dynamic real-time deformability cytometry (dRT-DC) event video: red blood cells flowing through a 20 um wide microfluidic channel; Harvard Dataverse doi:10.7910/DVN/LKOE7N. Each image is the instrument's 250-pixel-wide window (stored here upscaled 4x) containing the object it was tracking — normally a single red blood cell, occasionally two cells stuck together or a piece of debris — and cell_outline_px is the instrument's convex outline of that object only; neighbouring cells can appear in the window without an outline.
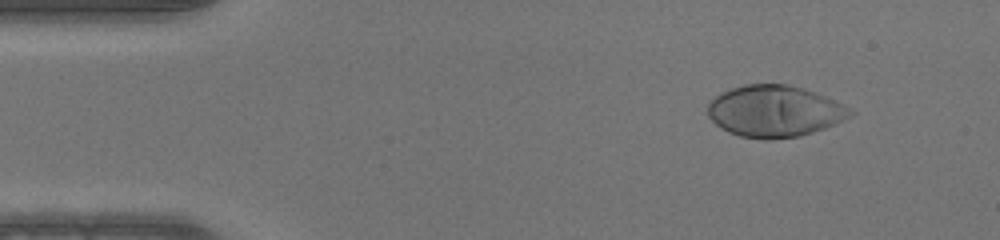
{"species": "human", "species_latin": "Homo sapiens", "temperature_condition": "warm", "stored_images_in_passage": 45, "camera_frame_rate_fps": 3000, "um_per_image_px": 0.085, "donor": {"sex": "male"}, "frame": {"image": 1, "passage_image": 1, "time_ms": 0.0, "image_size_px": [1000, 240], "cell_outline_px": [[856, 112], [852, 116], [824, 128], [800, 136], [772, 140], [764, 140], [740, 136], [728, 132], [720, 128], [708, 116], [708, 104], [720, 92], [744, 84], [784, 84], [800, 88], [824, 96], [844, 104], [852, 108]], "centroid_in_image_um": [65.83, 9.47], "position_along_channel_um": 19.2, "area_um2": 42.83}}
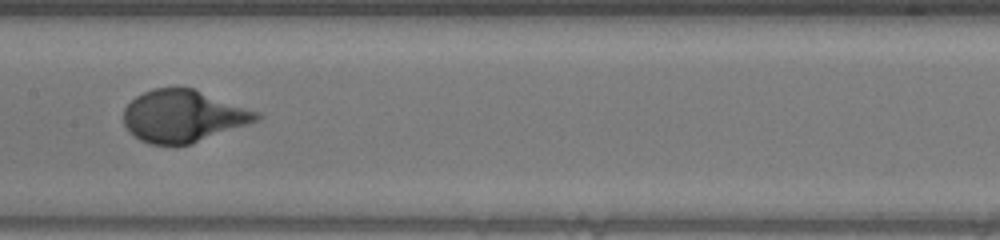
{"frame": {"image": 2, "passage_image": 20, "time_ms": 6.333, "image_size_px": [1000, 240], "cell_outline_px": [[264, 116], [260, 120], [188, 144], [148, 144], [140, 140], [128, 132], [124, 124], [124, 108], [136, 96], [152, 88], [192, 88], [260, 112]], "centroid_in_image_um": [15.56, 9.86], "position_along_channel_um": 191.8, "area_um2": 40.06}}
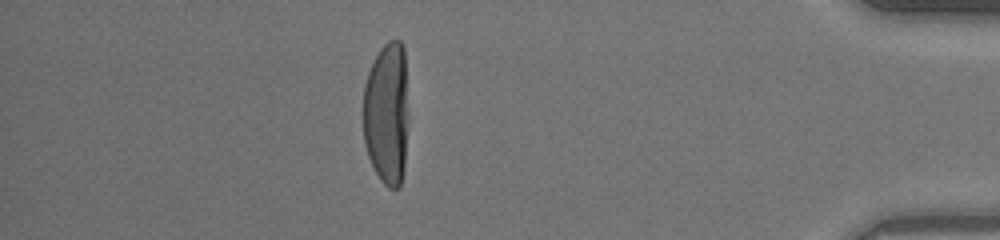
{"frame": {"image": 3, "passage_image": 39, "time_ms": 12.667, "image_size_px": [1000, 240], "cell_outline_px": [[408, 116], [404, 168], [400, 188], [388, 188], [380, 180], [368, 156], [364, 144], [364, 84], [368, 72], [380, 48], [388, 40], [400, 40], [404, 48], [408, 112]], "centroid_in_image_um": [32.89, 9.65], "position_along_channel_um": 402.3, "area_um2": 38.03}}